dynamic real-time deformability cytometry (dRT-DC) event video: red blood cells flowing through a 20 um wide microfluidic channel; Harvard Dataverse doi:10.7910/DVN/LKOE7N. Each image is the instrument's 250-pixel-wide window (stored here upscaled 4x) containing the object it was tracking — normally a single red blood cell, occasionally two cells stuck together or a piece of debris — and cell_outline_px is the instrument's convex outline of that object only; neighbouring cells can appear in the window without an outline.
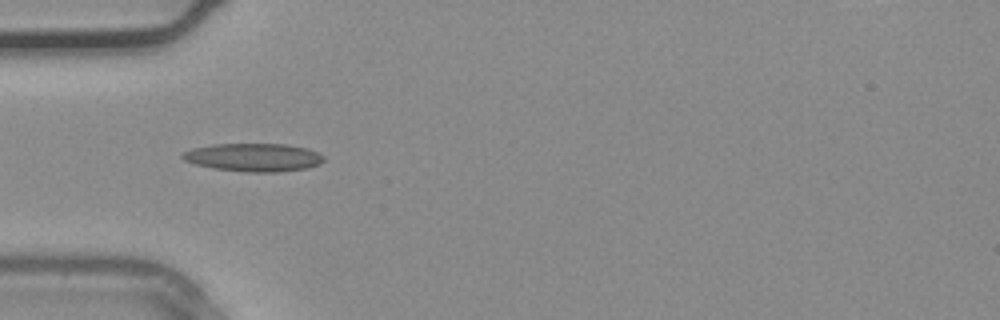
{"species": "common noctule bat (a hibernating species)", "species_latin": "Nyctalus noctula", "temperature_condition": "warm", "stored_images_in_passage": 26, "camera_frame_rate_fps": 3000, "um_per_image_px": 0.085, "animal": {"sex": "male", "body_mass_g": 20.4}, "frame": {"image": 1, "passage_image": 1, "time_ms": 0.0, "image_size_px": [1000, 320], "cell_outline_px": [[324, 160], [320, 164], [308, 168], [276, 172], [248, 172], [212, 168], [196, 164], [184, 160], [180, 156], [184, 152], [192, 148], [212, 144], [284, 144], [308, 148], [324, 156]], "centroid_in_image_um": [21.56, 13.37], "position_along_channel_um": 63.4, "area_um2": 23.18}}